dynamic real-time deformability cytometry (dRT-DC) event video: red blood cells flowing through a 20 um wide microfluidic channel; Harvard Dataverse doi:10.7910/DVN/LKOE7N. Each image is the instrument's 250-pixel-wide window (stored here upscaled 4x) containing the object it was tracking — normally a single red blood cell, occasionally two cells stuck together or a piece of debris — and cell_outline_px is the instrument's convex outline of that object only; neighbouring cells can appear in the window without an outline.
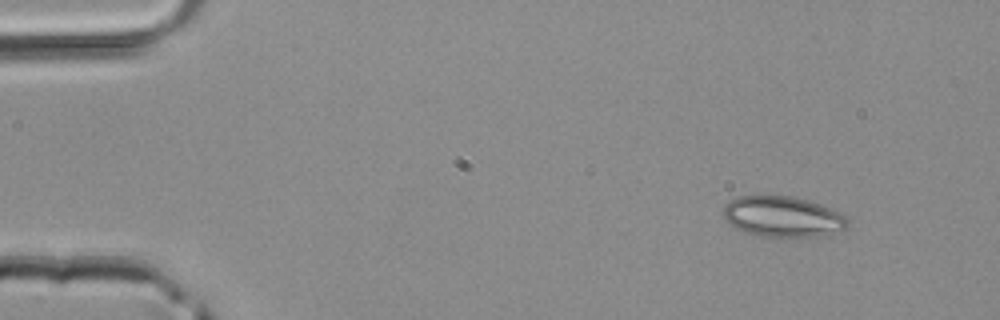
{"species": "common noctule bat (a hibernating species)", "species_latin": "Nyctalus noctula", "temperature_condition": "room temperature", "stored_images_in_passage": 3, "camera_frame_rate_fps": 3000, "um_per_image_px": 0.085, "animal": {"sex": "male", "body_mass_g": 20.4}, "frame": {"image": 1, "passage_image": 1, "time_ms": 0.0, "image_size_px": [1000, 320], "cell_outline_px": [[848, 224], [844, 228], [816, 236], [800, 240], [760, 236], [744, 232], [736, 228], [724, 220], [724, 204], [728, 200], [740, 196], [792, 196], [820, 204], [844, 216], [848, 220]], "centroid_in_image_um": [66.46, 18.45], "position_along_channel_um": 18.5, "area_um2": 29.71}}